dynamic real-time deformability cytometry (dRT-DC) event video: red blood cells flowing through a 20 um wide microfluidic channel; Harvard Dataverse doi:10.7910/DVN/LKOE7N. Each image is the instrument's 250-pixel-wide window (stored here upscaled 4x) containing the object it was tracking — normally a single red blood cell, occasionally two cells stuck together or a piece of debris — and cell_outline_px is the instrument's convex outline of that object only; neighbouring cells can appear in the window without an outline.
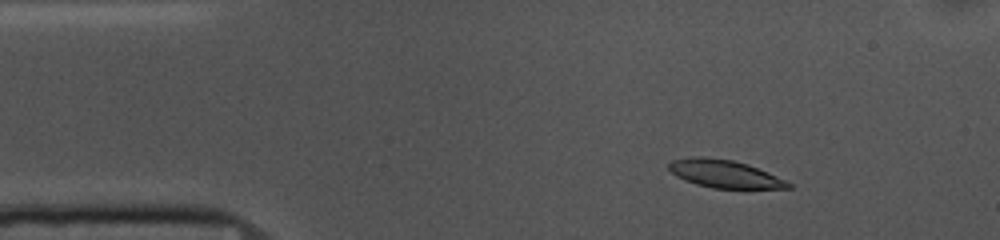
{"species": "common noctule bat (a hibernating species)", "species_latin": "Nyctalus noctula", "temperature_condition": "cold", "stored_images_in_passage": 54, "camera_frame_rate_fps": 3000, "um_per_image_px": 0.085, "animal": {"sex": "female", "body_mass_g": 10.0, "forearm_length_mm": 53.1}, "frame": {"image": 1, "passage_image": 7, "time_ms": 2.0, "image_size_px": [1000, 240], "cell_outline_px": [[792, 188], [712, 188], [696, 184], [684, 180], [676, 176], [668, 168], [668, 164], [672, 160], [692, 156], [704, 156], [732, 160], [748, 164], [768, 172], [792, 184]], "centroid_in_image_um": [61.55, 14.76], "position_along_channel_um": 23.5, "area_um2": 19.31}}
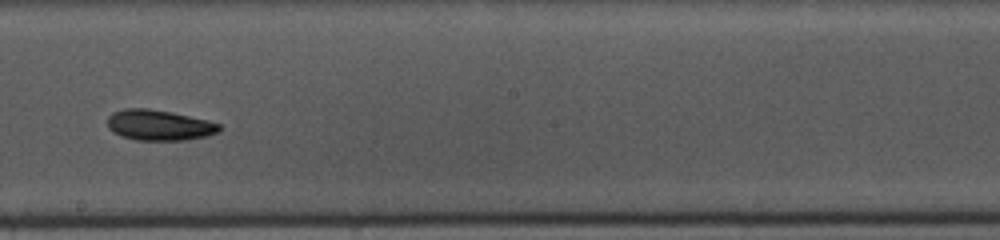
{"frame": {"image": 2, "passage_image": 29, "time_ms": 9.333, "image_size_px": [1000, 240], "cell_outline_px": [[220, 132], [208, 136], [184, 140], [136, 140], [120, 136], [112, 132], [108, 128], [108, 116], [112, 112], [124, 108], [148, 108], [172, 112], [208, 120], [220, 124]], "centroid_in_image_um": [13.51, 10.63], "position_along_channel_um": 234.7, "area_um2": 20.17}}
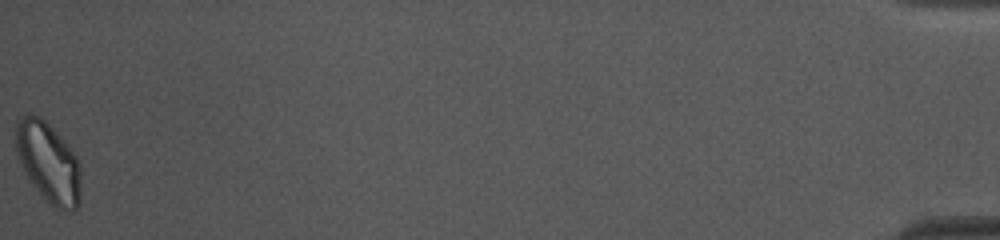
{"frame": {"image": 3, "passage_image": 54, "time_ms": 17.667, "image_size_px": [1000, 240], "cell_outline_px": [[80, 204], [72, 212], [64, 212], [56, 208], [36, 188], [28, 176], [16, 152], [16, 120], [24, 116], [40, 116], [72, 148], [80, 160]], "centroid_in_image_um": [4.17, 13.82], "position_along_channel_um": 431.0, "area_um2": 30.11}, "authors_computed_cell_mechanics": {"area_um2": 20.1144, "velocity_mm_per_s": 3.6194, "shape_relaxation_time_tau1_ms": 3.383, "shape_relaxation_time_tau2_ms": null, "deformation_change_tau1": 0.1146, "deformation_change_tau2": null}}